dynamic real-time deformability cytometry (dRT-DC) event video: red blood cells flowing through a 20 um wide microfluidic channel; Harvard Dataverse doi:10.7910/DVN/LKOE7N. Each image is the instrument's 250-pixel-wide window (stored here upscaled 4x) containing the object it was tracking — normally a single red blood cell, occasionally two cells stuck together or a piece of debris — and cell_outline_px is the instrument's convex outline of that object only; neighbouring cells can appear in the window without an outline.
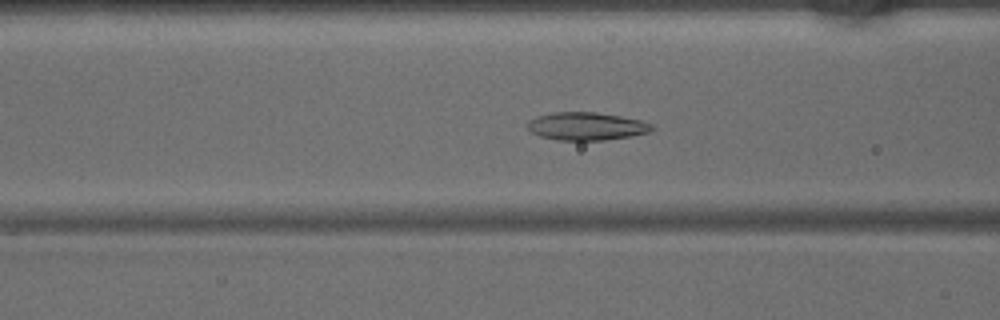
{"species": "common noctule bat (a hibernating species)", "species_latin": "Nyctalus noctula", "temperature_condition": "warm", "stored_images_in_passage": 46, "camera_frame_rate_fps": 3000, "um_per_image_px": 0.085, "animal": {"sex": "male", "body_mass_g": 15.6}, "frame": {"image": 1, "passage_image": 18, "time_ms": 5.667, "image_size_px": [1000, 320], "cell_outline_px": [[656, 128], [648, 132], [632, 136], [604, 140], [556, 140], [540, 136], [532, 132], [524, 124], [528, 120], [536, 116], [552, 112], [596, 112], [620, 116], [640, 120], [652, 124]], "centroid_in_image_um": [49.82, 10.73], "position_along_channel_um": 116.8, "area_um2": 20.4}}
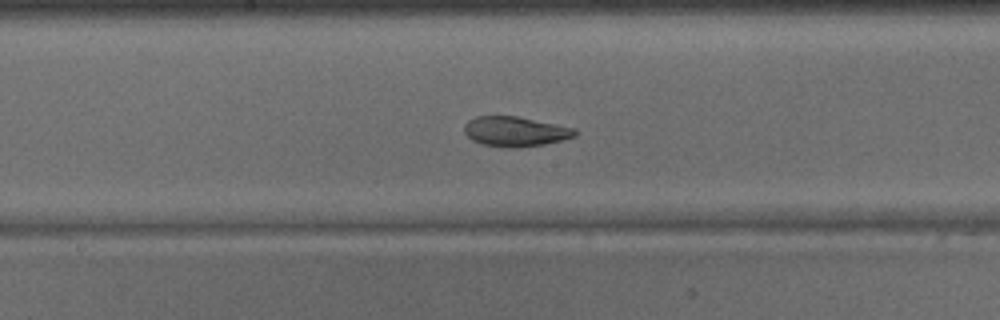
{"frame": {"image": 2, "passage_image": 24, "time_ms": 7.667, "image_size_px": [1000, 320], "cell_outline_px": [[580, 132], [576, 136], [544, 144], [516, 148], [512, 148], [480, 144], [472, 140], [464, 132], [464, 124], [468, 120], [476, 116], [516, 116], [576, 128]], "centroid_in_image_um": [43.8, 11.17], "position_along_channel_um": 204.4, "area_um2": 19.36}}
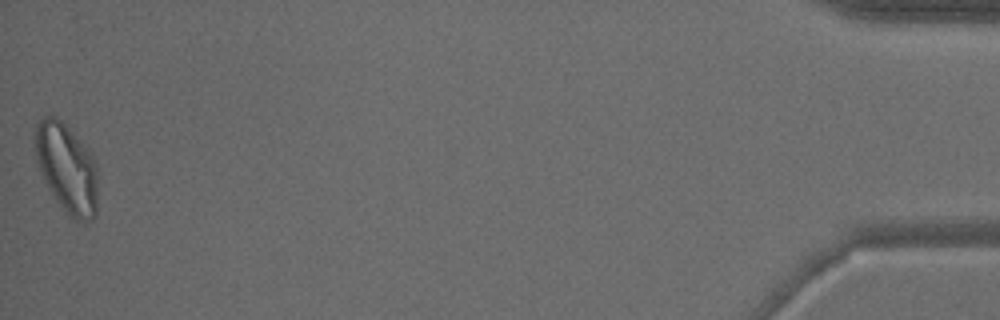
{"frame": {"image": 3, "passage_image": 46, "time_ms": 15.0, "image_size_px": [1000, 320], "cell_outline_px": [[96, 212], [88, 220], [76, 220], [68, 216], [56, 200], [48, 188], [36, 160], [32, 140], [36, 124], [44, 116], [56, 116], [88, 148], [96, 164]], "centroid_in_image_um": [5.62, 14.25], "position_along_channel_um": 429.6, "area_um2": 32.48}}